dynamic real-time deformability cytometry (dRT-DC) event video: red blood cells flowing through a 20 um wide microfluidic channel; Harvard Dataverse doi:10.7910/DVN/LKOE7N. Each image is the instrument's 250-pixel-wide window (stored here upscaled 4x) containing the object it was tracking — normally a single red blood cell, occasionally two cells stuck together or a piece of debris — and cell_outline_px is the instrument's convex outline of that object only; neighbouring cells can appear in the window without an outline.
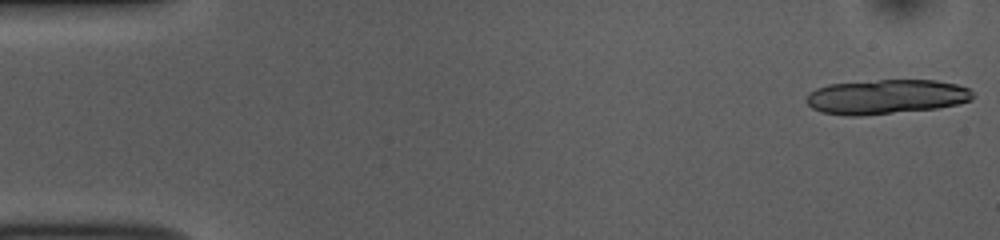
{"species": "common noctule bat (a hibernating species)", "species_latin": "Nyctalus noctula", "temperature_condition": "room temperature", "stored_images_in_passage": 15, "camera_frame_rate_fps": 3000, "um_per_image_px": 0.085, "animal": {"sex": "female", "body_mass_g": 10.0, "forearm_length_mm": 53.1}, "frame": {"image": 1, "passage_image": 1, "time_ms": 0.0, "image_size_px": [1000, 240], "cell_outline_px": [[976, 96], [972, 100], [956, 104], [936, 108], [860, 116], [848, 116], [820, 112], [812, 108], [804, 100], [808, 92], [816, 88], [828, 84], [880, 80], [936, 80], [956, 84], [968, 88]], "centroid_in_image_um": [75.29, 8.22], "position_along_channel_um": 9.7, "area_um2": 33.7}}